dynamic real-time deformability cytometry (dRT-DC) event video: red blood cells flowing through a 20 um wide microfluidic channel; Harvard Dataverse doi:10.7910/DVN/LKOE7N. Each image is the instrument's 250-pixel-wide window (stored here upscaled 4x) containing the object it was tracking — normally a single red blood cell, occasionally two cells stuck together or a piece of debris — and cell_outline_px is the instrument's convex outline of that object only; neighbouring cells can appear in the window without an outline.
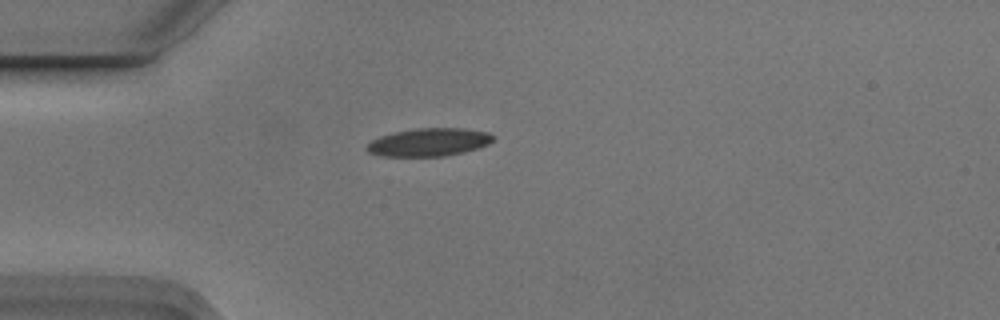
{"species": "Egyptian fruit bat (a non-hibernating species)", "species_latin": "Rousettus aegyptiacus", "temperature_condition": "cold", "stored_images_in_passage": 1, "camera_frame_rate_fps": 3000, "um_per_image_px": 0.085, "animal": {"sex": "male"}, "frame": {"image": 1, "passage_image": 1, "time_ms": 0.0, "image_size_px": [1000, 320], "cell_outline_px": [[492, 140], [488, 144], [464, 152], [444, 156], [380, 156], [368, 152], [364, 148], [372, 140], [380, 136], [396, 132], [416, 128], [464, 128], [488, 132], [492, 136]], "centroid_in_image_um": [36.42, 12.09], "position_along_channel_um": 48.6, "area_um2": 20.46}}